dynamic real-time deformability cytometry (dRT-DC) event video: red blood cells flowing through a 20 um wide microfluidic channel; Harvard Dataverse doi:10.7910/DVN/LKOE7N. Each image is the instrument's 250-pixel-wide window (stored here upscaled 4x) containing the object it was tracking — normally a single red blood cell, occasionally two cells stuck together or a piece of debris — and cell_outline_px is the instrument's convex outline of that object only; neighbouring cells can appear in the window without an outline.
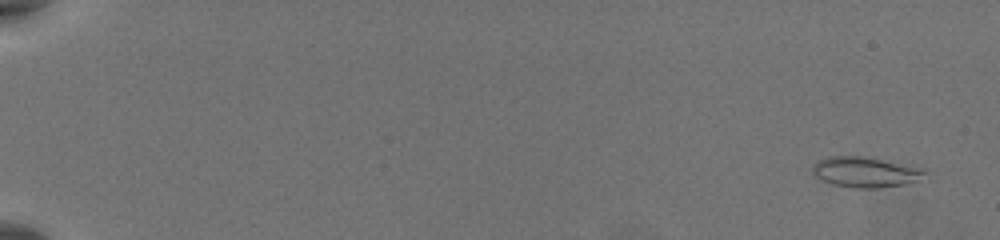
{"species": "common noctule bat (a hibernating species)", "species_latin": "Nyctalus noctula", "temperature_condition": "warm", "stored_images_in_passage": 57, "camera_frame_rate_fps": 3000, "um_per_image_px": 0.085, "animal": {"sex": "female", "body_mass_g": 19.5, "forearm_length_mm": 54.1}, "frame": {"image": 1, "passage_image": 3, "time_ms": 0.667, "image_size_px": [1000, 240], "cell_outline_px": [[928, 172], [908, 184], [880, 188], [856, 188], [832, 184], [820, 180], [812, 172], [812, 164], [828, 156], [864, 156], [924, 168]], "centroid_in_image_um": [73.53, 14.63], "position_along_channel_um": 11.5, "area_um2": 19.94}}
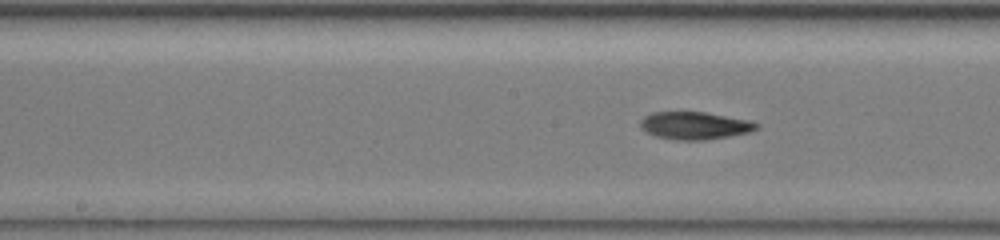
{"frame": {"image": 2, "passage_image": 32, "time_ms": 10.333, "image_size_px": [1000, 240], "cell_outline_px": [[760, 128], [748, 132], [728, 136], [704, 140], [676, 140], [656, 136], [640, 128], [640, 120], [644, 116], [652, 112], [704, 112], [752, 120], [760, 124]], "centroid_in_image_um": [59.07, 10.66], "position_along_channel_um": 189.1, "area_um2": 18.73}}
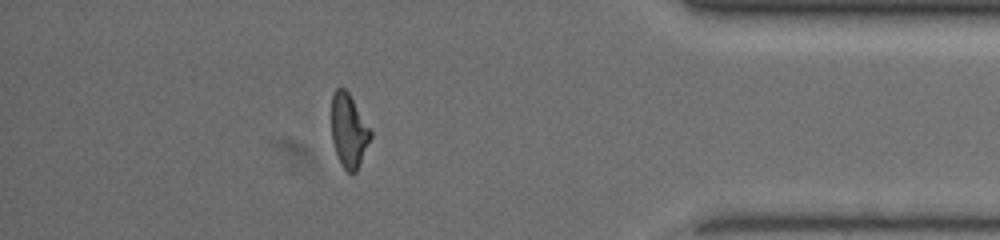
{"frame": {"image": 3, "passage_image": 51, "time_ms": 16.667, "image_size_px": [1000, 240], "cell_outline_px": [[372, 136], [360, 164], [356, 172], [348, 172], [340, 164], [332, 140], [332, 96], [336, 88], [344, 88], [348, 92], [372, 132]], "centroid_in_image_um": [29.65, 11.13], "position_along_channel_um": 405.6, "area_um2": 16.53}, "authors_computed_cell_mechanics": {"area_um2": 18.5538, "velocity_mm_per_s": 3.8545, "shape_relaxation_time_tau1_ms": 3.7385, "shape_relaxation_time_tau2_ms": 4.333, "deformation_change_tau1": 0.155, "deformation_change_tau2": 0.1295}}